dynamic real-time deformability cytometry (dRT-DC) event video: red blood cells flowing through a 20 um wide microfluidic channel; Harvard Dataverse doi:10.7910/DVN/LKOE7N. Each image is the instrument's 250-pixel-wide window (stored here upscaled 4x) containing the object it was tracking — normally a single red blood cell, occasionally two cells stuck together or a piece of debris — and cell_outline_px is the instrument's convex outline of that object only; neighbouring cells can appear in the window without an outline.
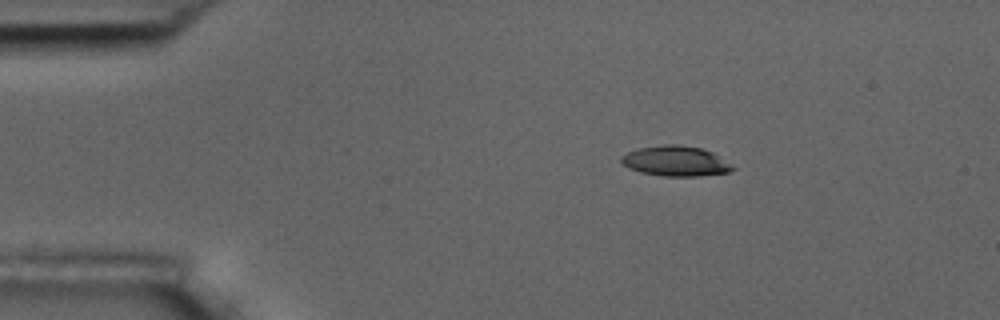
{"species": "common noctule bat (a hibernating species)", "species_latin": "Nyctalus noctula", "temperature_condition": "room temperature", "stored_images_in_passage": 6, "camera_frame_rate_fps": 3000, "um_per_image_px": 0.085, "animal": {"sex": "male", "body_mass_g": 17.5, "forearm_length_mm": 52.3}, "frame": {"image": 1, "passage_image": 6, "time_ms": 6.667, "image_size_px": [1000, 320], "cell_outline_px": [[736, 168], [728, 172], [700, 176], [664, 176], [640, 172], [628, 168], [620, 160], [620, 156], [628, 152], [640, 148], [664, 144], [676, 144], [700, 148], [712, 152]], "centroid_in_image_um": [57.4, 13.69], "position_along_channel_um": 27.6, "area_um2": 19.42}}